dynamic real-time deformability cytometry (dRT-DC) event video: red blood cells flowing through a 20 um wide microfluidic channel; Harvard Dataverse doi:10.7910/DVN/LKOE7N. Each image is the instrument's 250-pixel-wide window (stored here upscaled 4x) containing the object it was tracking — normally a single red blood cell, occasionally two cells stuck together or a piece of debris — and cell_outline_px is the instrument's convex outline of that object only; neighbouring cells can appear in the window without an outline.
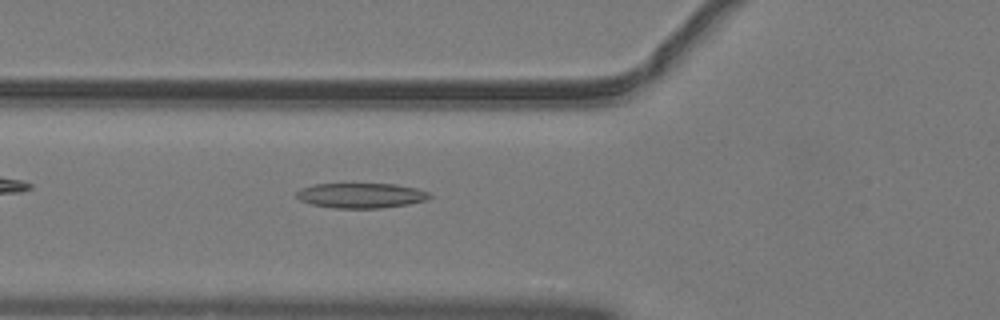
{"species": "common noctule bat (a hibernating species)", "species_latin": "Nyctalus noctula", "temperature_condition": "warm", "stored_images_in_passage": 29, "camera_frame_rate_fps": 3000, "um_per_image_px": 0.085, "animal": {"sex": "male", "body_mass_g": 19.2, "forearm_length_mm": 51.8}, "frame": {"image": 1, "passage_image": 8, "time_ms": 2.333, "image_size_px": [1000, 320], "cell_outline_px": [[432, 196], [428, 200], [408, 204], [380, 208], [332, 208], [312, 204], [300, 200], [296, 196], [296, 192], [300, 188], [312, 184], [396, 184], [416, 188], [428, 192]], "centroid_in_image_um": [30.68, 16.61], "position_along_channel_um": 95.1, "area_um2": 19.48}}
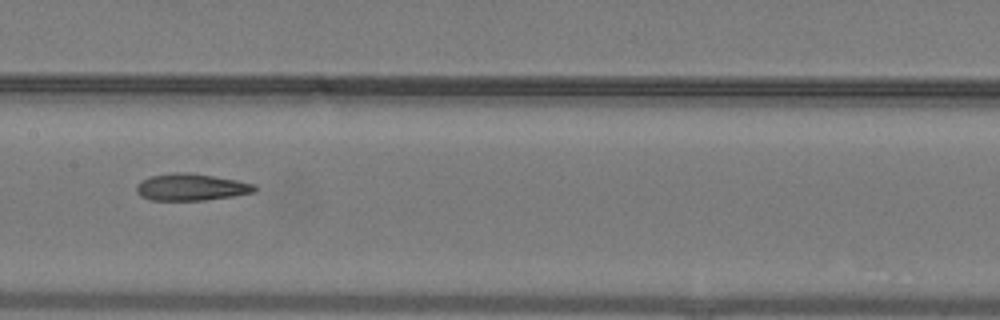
{"frame": {"image": 2, "passage_image": 15, "time_ms": 4.667, "image_size_px": [1000, 320], "cell_outline_px": [[256, 192], [232, 196], [204, 200], [152, 200], [140, 196], [136, 192], [136, 184], [148, 176], [172, 172], [188, 172], [236, 180], [256, 184]], "centroid_in_image_um": [16.21, 15.9], "position_along_channel_um": 191.2, "area_um2": 18.61}}
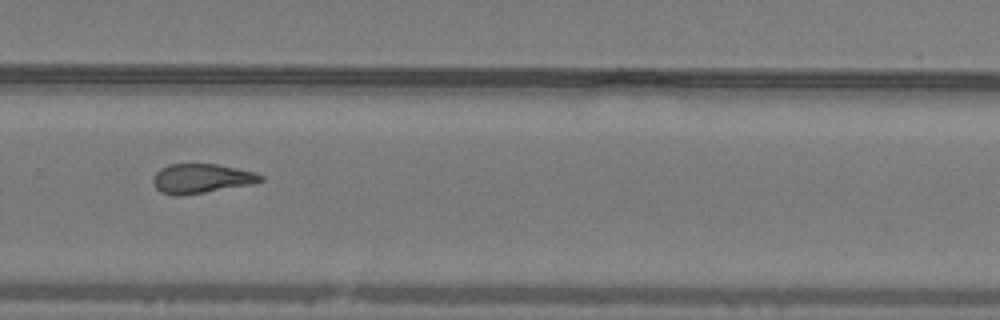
{"frame": {"image": 3, "passage_image": 24, "time_ms": 7.667, "image_size_px": [1000, 320], "cell_outline_px": [[264, 180], [252, 184], [180, 196], [176, 196], [160, 192], [152, 184], [152, 176], [160, 168], [168, 164], [220, 164], [252, 172], [264, 176]], "centroid_in_image_um": [17.06, 15.17], "position_along_channel_um": 312.7, "area_um2": 18.5}, "authors_computed_cell_mechanics": {"area_um2": 18.7272, "velocity_mm_per_s": 4.0696, "shape_relaxation_time_tau1_ms": null, "shape_relaxation_time_tau2_ms": 3.5799, "deformation_change_tau1": null, "deformation_change_tau2": 0.1373}}